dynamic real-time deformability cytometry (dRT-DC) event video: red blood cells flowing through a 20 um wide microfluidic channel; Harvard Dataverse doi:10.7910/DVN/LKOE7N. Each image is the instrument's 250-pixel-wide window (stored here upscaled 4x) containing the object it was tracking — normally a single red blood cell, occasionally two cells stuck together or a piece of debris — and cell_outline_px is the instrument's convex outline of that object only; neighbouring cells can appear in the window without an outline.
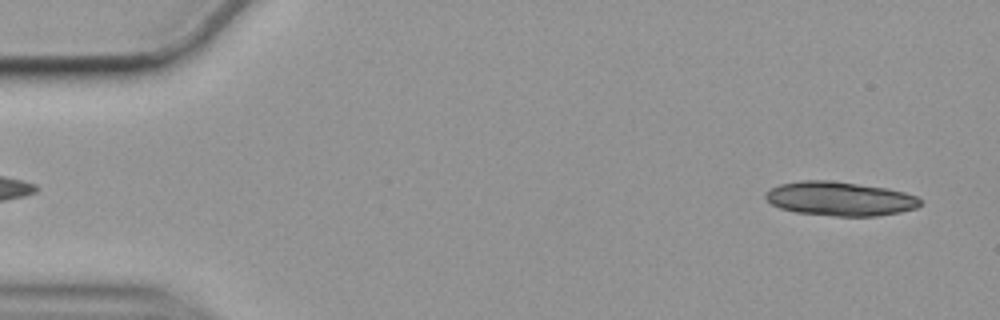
{"species": "common noctule bat (a hibernating species)", "species_latin": "Nyctalus noctula", "temperature_condition": "cold", "stored_images_in_passage": 27, "segment_of_instrument_passage": [1, 2], "camera_frame_rate_fps": 3000, "um_per_image_px": 0.085, "animal": {"sex": "female", "body_mass_g": 19.9}, "frame": {"image": 1, "passage_image": 2, "time_ms": 0.333, "image_size_px": [1000, 320], "cell_outline_px": [[920, 204], [916, 208], [900, 212], [876, 216], [836, 216], [796, 212], [780, 208], [772, 204], [764, 196], [764, 192], [780, 184], [800, 180], [828, 180], [888, 188], [904, 192], [916, 196], [920, 200]], "centroid_in_image_um": [71.37, 16.89], "position_along_channel_um": 13.6, "area_um2": 30.63}}